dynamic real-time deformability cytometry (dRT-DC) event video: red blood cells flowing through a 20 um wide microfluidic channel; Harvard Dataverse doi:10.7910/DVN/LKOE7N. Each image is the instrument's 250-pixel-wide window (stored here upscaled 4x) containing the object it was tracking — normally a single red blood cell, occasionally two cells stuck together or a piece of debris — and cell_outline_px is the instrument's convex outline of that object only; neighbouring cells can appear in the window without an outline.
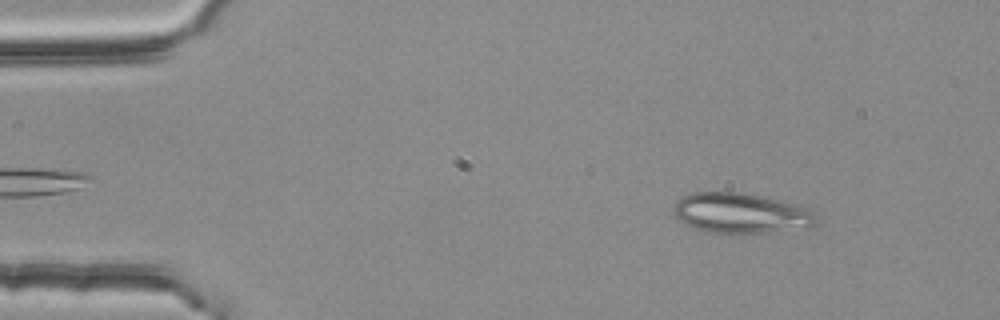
{"species": "common noctule bat (a hibernating species)", "species_latin": "Nyctalus noctula", "temperature_condition": "room temperature", "stored_images_in_passage": 3, "camera_frame_rate_fps": 3000, "um_per_image_px": 0.085, "animal": {"sex": "female", "body_mass_g": 25.1}, "frame": {"image": 1, "passage_image": 1, "time_ms": 0.0, "image_size_px": [1000, 320], "cell_outline_px": [[820, 216], [816, 224], [812, 228], [764, 232], [708, 232], [696, 228], [680, 220], [672, 212], [672, 208], [676, 200], [692, 192], [740, 192], [800, 204]], "centroid_in_image_um": [63.04, 18.1], "position_along_channel_um": 22.0, "area_um2": 33.52}}